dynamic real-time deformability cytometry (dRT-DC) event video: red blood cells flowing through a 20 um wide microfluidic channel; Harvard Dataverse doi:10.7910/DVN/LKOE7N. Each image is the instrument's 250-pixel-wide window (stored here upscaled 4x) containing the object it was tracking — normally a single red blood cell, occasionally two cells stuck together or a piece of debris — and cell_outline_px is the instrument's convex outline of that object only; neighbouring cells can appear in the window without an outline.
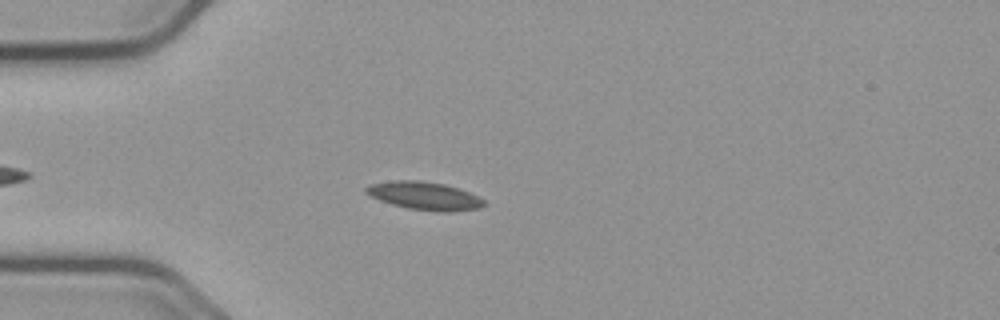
{"species": "common noctule bat (a hibernating species)", "species_latin": "Nyctalus noctula", "temperature_condition": "cold", "stored_images_in_passage": 45, "camera_frame_rate_fps": 3000, "um_per_image_px": 0.085, "animal": {"sex": "male", "body_mass_g": 23.1, "forearm_length_mm": 52.7}, "frame": {"image": 1, "passage_image": 9, "time_ms": 2.667, "image_size_px": [1000, 320], "cell_outline_px": [[488, 204], [480, 208], [448, 212], [436, 212], [408, 208], [392, 204], [380, 200], [364, 192], [364, 188], [372, 184], [396, 180], [420, 180], [444, 184], [460, 188], [484, 200]], "centroid_in_image_um": [36.11, 16.65], "position_along_channel_um": 48.9, "area_um2": 19.25}}
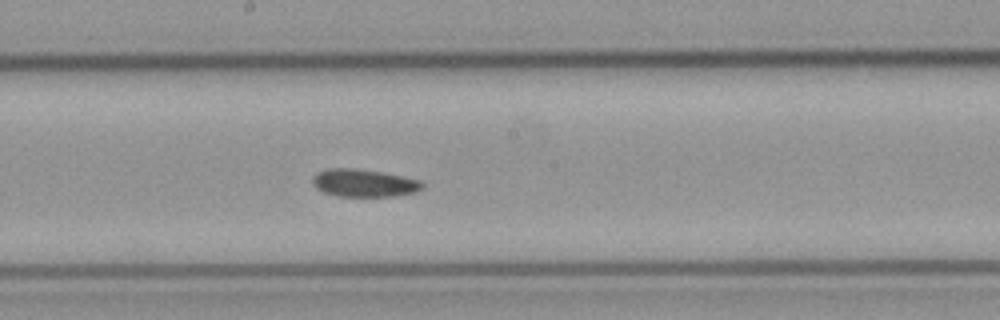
{"frame": {"image": 2, "passage_image": 24, "time_ms": 7.667, "image_size_px": [1000, 320], "cell_outline_px": [[424, 188], [416, 192], [396, 196], [336, 196], [324, 192], [316, 188], [312, 184], [312, 176], [316, 172], [328, 168], [356, 168], [384, 172], [420, 180], [424, 184]], "centroid_in_image_um": [30.93, 15.55], "position_along_channel_um": 217.3, "area_um2": 17.98}}
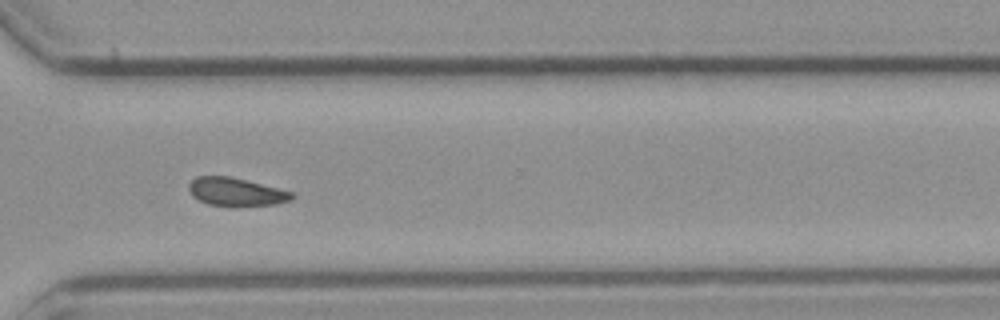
{"frame": {"image": 3, "passage_image": 35, "time_ms": 11.333, "image_size_px": [1000, 320], "cell_outline_px": [[296, 196], [292, 200], [276, 204], [236, 208], [232, 208], [208, 204], [192, 196], [188, 188], [188, 184], [196, 176], [232, 176], [280, 188], [292, 192]], "centroid_in_image_um": [20.1, 16.33], "position_along_channel_um": 350.5, "area_um2": 17.63}, "authors_computed_cell_mechanics": {"area_um2": 17.6868, "velocity_mm_per_s": 3.6442, "shape_relaxation_time_tau1_ms": 7.5471, "shape_relaxation_time_tau2_ms": null, "deformation_change_tau1": 0.1079, "deformation_change_tau2": null}}